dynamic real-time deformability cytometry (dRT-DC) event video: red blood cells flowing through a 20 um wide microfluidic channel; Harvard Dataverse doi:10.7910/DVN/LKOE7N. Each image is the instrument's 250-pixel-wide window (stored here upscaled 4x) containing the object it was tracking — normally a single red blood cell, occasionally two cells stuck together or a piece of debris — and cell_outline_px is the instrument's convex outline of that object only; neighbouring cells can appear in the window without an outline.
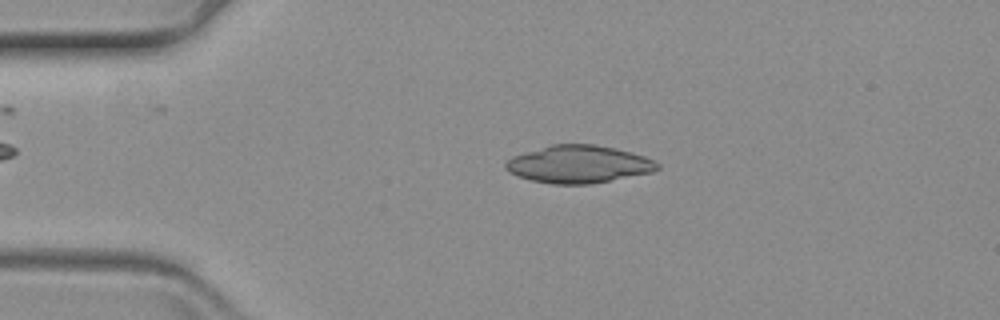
{"species": "common noctule bat (a hibernating species)", "species_latin": "Nyctalus noctula", "temperature_condition": "warm", "stored_images_in_passage": 59, "camera_frame_rate_fps": 3000, "um_per_image_px": 0.085, "animal": {"sex": "female", "body_mass_g": 19.3, "forearm_length_mm": 54.1}, "frame": {"image": 1, "passage_image": 12, "time_ms": 3.667, "image_size_px": [1000, 320], "cell_outline_px": [[660, 168], [652, 172], [592, 184], [552, 184], [532, 180], [516, 176], [508, 172], [504, 168], [504, 164], [512, 156], [552, 144], [596, 144], [632, 152], [644, 156], [660, 164]], "centroid_in_image_um": [49.17, 13.96], "position_along_channel_um": 35.8, "area_um2": 33.29}}